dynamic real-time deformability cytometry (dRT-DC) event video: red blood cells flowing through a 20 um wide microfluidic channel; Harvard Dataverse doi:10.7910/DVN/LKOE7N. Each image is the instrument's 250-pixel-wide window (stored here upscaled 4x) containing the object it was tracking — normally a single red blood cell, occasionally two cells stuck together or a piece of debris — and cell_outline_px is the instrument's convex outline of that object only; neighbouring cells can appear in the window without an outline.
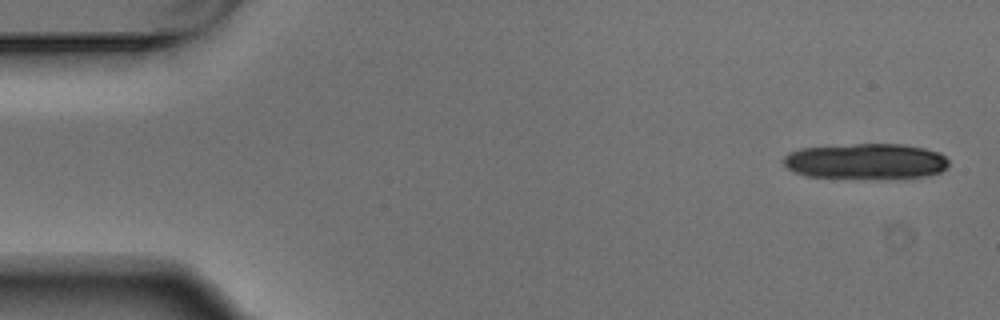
{"species": "Egyptian fruit bat (a non-hibernating species)", "species_latin": "Rousettus aegyptiacus", "temperature_condition": "warm", "stored_images_in_passage": 5, "camera_frame_rate_fps": 3000, "um_per_image_px": 0.085, "animal": {"sex": "male"}, "frame": {"image": 1, "passage_image": 1, "time_ms": 0.0, "image_size_px": [1000, 320], "cell_outline_px": [[948, 168], [940, 172], [928, 176], [804, 176], [792, 172], [780, 160], [788, 152], [800, 148], [856, 144], [904, 144], [924, 148], [940, 152], [948, 160]], "centroid_in_image_um": [73.57, 13.67], "position_along_channel_um": 11.4, "area_um2": 33.58}}